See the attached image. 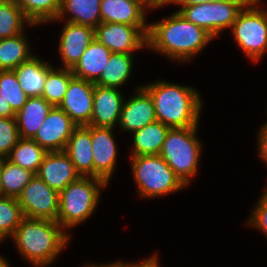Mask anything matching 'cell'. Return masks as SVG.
Masks as SVG:
<instances>
[{"label":"cell","instance_id":"obj_1","mask_svg":"<svg viewBox=\"0 0 267 267\" xmlns=\"http://www.w3.org/2000/svg\"><path fill=\"white\" fill-rule=\"evenodd\" d=\"M214 39L203 28L187 21L177 11L148 24L147 47L172 60L188 61Z\"/></svg>","mask_w":267,"mask_h":267},{"label":"cell","instance_id":"obj_2","mask_svg":"<svg viewBox=\"0 0 267 267\" xmlns=\"http://www.w3.org/2000/svg\"><path fill=\"white\" fill-rule=\"evenodd\" d=\"M142 87L152 98L157 121L170 128L198 126L202 101L195 89L166 81Z\"/></svg>","mask_w":267,"mask_h":267},{"label":"cell","instance_id":"obj_3","mask_svg":"<svg viewBox=\"0 0 267 267\" xmlns=\"http://www.w3.org/2000/svg\"><path fill=\"white\" fill-rule=\"evenodd\" d=\"M12 238L26 260L44 267L66 247L70 235L56 221L24 217Z\"/></svg>","mask_w":267,"mask_h":267},{"label":"cell","instance_id":"obj_4","mask_svg":"<svg viewBox=\"0 0 267 267\" xmlns=\"http://www.w3.org/2000/svg\"><path fill=\"white\" fill-rule=\"evenodd\" d=\"M107 183L94 177H80L59 193L57 223L70 229L88 219L98 206L101 188Z\"/></svg>","mask_w":267,"mask_h":267},{"label":"cell","instance_id":"obj_5","mask_svg":"<svg viewBox=\"0 0 267 267\" xmlns=\"http://www.w3.org/2000/svg\"><path fill=\"white\" fill-rule=\"evenodd\" d=\"M197 129V126L170 128L159 154L185 186L196 174L201 156Z\"/></svg>","mask_w":267,"mask_h":267},{"label":"cell","instance_id":"obj_6","mask_svg":"<svg viewBox=\"0 0 267 267\" xmlns=\"http://www.w3.org/2000/svg\"><path fill=\"white\" fill-rule=\"evenodd\" d=\"M131 160L141 197H160L186 187L160 155L131 156Z\"/></svg>","mask_w":267,"mask_h":267},{"label":"cell","instance_id":"obj_7","mask_svg":"<svg viewBox=\"0 0 267 267\" xmlns=\"http://www.w3.org/2000/svg\"><path fill=\"white\" fill-rule=\"evenodd\" d=\"M264 10L243 8L231 27L234 40L254 62L267 50V10Z\"/></svg>","mask_w":267,"mask_h":267},{"label":"cell","instance_id":"obj_8","mask_svg":"<svg viewBox=\"0 0 267 267\" xmlns=\"http://www.w3.org/2000/svg\"><path fill=\"white\" fill-rule=\"evenodd\" d=\"M243 9L239 0H226L182 6L177 12L187 21L203 28L213 38L231 28Z\"/></svg>","mask_w":267,"mask_h":267},{"label":"cell","instance_id":"obj_9","mask_svg":"<svg viewBox=\"0 0 267 267\" xmlns=\"http://www.w3.org/2000/svg\"><path fill=\"white\" fill-rule=\"evenodd\" d=\"M24 217L57 222L59 192L35 175L17 198Z\"/></svg>","mask_w":267,"mask_h":267},{"label":"cell","instance_id":"obj_10","mask_svg":"<svg viewBox=\"0 0 267 267\" xmlns=\"http://www.w3.org/2000/svg\"><path fill=\"white\" fill-rule=\"evenodd\" d=\"M148 26H129L119 23H101L95 28V39L112 53L132 54L146 48Z\"/></svg>","mask_w":267,"mask_h":267},{"label":"cell","instance_id":"obj_11","mask_svg":"<svg viewBox=\"0 0 267 267\" xmlns=\"http://www.w3.org/2000/svg\"><path fill=\"white\" fill-rule=\"evenodd\" d=\"M77 127L59 106H53L33 140L47 152L63 151Z\"/></svg>","mask_w":267,"mask_h":267},{"label":"cell","instance_id":"obj_12","mask_svg":"<svg viewBox=\"0 0 267 267\" xmlns=\"http://www.w3.org/2000/svg\"><path fill=\"white\" fill-rule=\"evenodd\" d=\"M95 84L74 77L68 85L64 99L59 107L78 126L90 124L93 112V96Z\"/></svg>","mask_w":267,"mask_h":267},{"label":"cell","instance_id":"obj_13","mask_svg":"<svg viewBox=\"0 0 267 267\" xmlns=\"http://www.w3.org/2000/svg\"><path fill=\"white\" fill-rule=\"evenodd\" d=\"M113 129L91 126L93 177L103 179L107 184L114 173L117 158Z\"/></svg>","mask_w":267,"mask_h":267},{"label":"cell","instance_id":"obj_14","mask_svg":"<svg viewBox=\"0 0 267 267\" xmlns=\"http://www.w3.org/2000/svg\"><path fill=\"white\" fill-rule=\"evenodd\" d=\"M136 90L137 94L126 102L124 100L118 123L121 130L132 133L157 121L154 104L149 93L142 86L137 87Z\"/></svg>","mask_w":267,"mask_h":267},{"label":"cell","instance_id":"obj_15","mask_svg":"<svg viewBox=\"0 0 267 267\" xmlns=\"http://www.w3.org/2000/svg\"><path fill=\"white\" fill-rule=\"evenodd\" d=\"M36 175L59 193L81 177L64 151L48 152Z\"/></svg>","mask_w":267,"mask_h":267},{"label":"cell","instance_id":"obj_16","mask_svg":"<svg viewBox=\"0 0 267 267\" xmlns=\"http://www.w3.org/2000/svg\"><path fill=\"white\" fill-rule=\"evenodd\" d=\"M94 39V28L66 21L59 41L63 68L72 69Z\"/></svg>","mask_w":267,"mask_h":267},{"label":"cell","instance_id":"obj_17","mask_svg":"<svg viewBox=\"0 0 267 267\" xmlns=\"http://www.w3.org/2000/svg\"><path fill=\"white\" fill-rule=\"evenodd\" d=\"M124 97L117 88L94 86L93 112L90 124L94 127H113L119 123Z\"/></svg>","mask_w":267,"mask_h":267},{"label":"cell","instance_id":"obj_18","mask_svg":"<svg viewBox=\"0 0 267 267\" xmlns=\"http://www.w3.org/2000/svg\"><path fill=\"white\" fill-rule=\"evenodd\" d=\"M91 125L78 126L69 138L64 153L81 177H93Z\"/></svg>","mask_w":267,"mask_h":267},{"label":"cell","instance_id":"obj_19","mask_svg":"<svg viewBox=\"0 0 267 267\" xmlns=\"http://www.w3.org/2000/svg\"><path fill=\"white\" fill-rule=\"evenodd\" d=\"M100 11L101 23L148 26L145 9L139 3L130 0H101Z\"/></svg>","mask_w":267,"mask_h":267},{"label":"cell","instance_id":"obj_20","mask_svg":"<svg viewBox=\"0 0 267 267\" xmlns=\"http://www.w3.org/2000/svg\"><path fill=\"white\" fill-rule=\"evenodd\" d=\"M111 51L94 39L71 69L74 77L95 83L106 66Z\"/></svg>","mask_w":267,"mask_h":267},{"label":"cell","instance_id":"obj_21","mask_svg":"<svg viewBox=\"0 0 267 267\" xmlns=\"http://www.w3.org/2000/svg\"><path fill=\"white\" fill-rule=\"evenodd\" d=\"M52 107L42 96L29 97L15 113L20 138L33 139Z\"/></svg>","mask_w":267,"mask_h":267},{"label":"cell","instance_id":"obj_22","mask_svg":"<svg viewBox=\"0 0 267 267\" xmlns=\"http://www.w3.org/2000/svg\"><path fill=\"white\" fill-rule=\"evenodd\" d=\"M53 69L36 56L22 62L13 69L21 88L28 97H40L44 89L48 73Z\"/></svg>","mask_w":267,"mask_h":267},{"label":"cell","instance_id":"obj_23","mask_svg":"<svg viewBox=\"0 0 267 267\" xmlns=\"http://www.w3.org/2000/svg\"><path fill=\"white\" fill-rule=\"evenodd\" d=\"M101 0H61L60 12L56 20L71 14L67 22L96 28L101 24Z\"/></svg>","mask_w":267,"mask_h":267},{"label":"cell","instance_id":"obj_24","mask_svg":"<svg viewBox=\"0 0 267 267\" xmlns=\"http://www.w3.org/2000/svg\"><path fill=\"white\" fill-rule=\"evenodd\" d=\"M170 127L155 121L133 132L132 156L159 155Z\"/></svg>","mask_w":267,"mask_h":267},{"label":"cell","instance_id":"obj_25","mask_svg":"<svg viewBox=\"0 0 267 267\" xmlns=\"http://www.w3.org/2000/svg\"><path fill=\"white\" fill-rule=\"evenodd\" d=\"M34 176L30 170L3 158L0 166V195L18 198Z\"/></svg>","mask_w":267,"mask_h":267},{"label":"cell","instance_id":"obj_26","mask_svg":"<svg viewBox=\"0 0 267 267\" xmlns=\"http://www.w3.org/2000/svg\"><path fill=\"white\" fill-rule=\"evenodd\" d=\"M132 67V54L111 53L100 78L94 84L101 87H121L131 76Z\"/></svg>","mask_w":267,"mask_h":267},{"label":"cell","instance_id":"obj_27","mask_svg":"<svg viewBox=\"0 0 267 267\" xmlns=\"http://www.w3.org/2000/svg\"><path fill=\"white\" fill-rule=\"evenodd\" d=\"M32 56L24 32L0 39V70H13Z\"/></svg>","mask_w":267,"mask_h":267},{"label":"cell","instance_id":"obj_28","mask_svg":"<svg viewBox=\"0 0 267 267\" xmlns=\"http://www.w3.org/2000/svg\"><path fill=\"white\" fill-rule=\"evenodd\" d=\"M47 153L33 139L20 138L7 159L36 175Z\"/></svg>","mask_w":267,"mask_h":267},{"label":"cell","instance_id":"obj_29","mask_svg":"<svg viewBox=\"0 0 267 267\" xmlns=\"http://www.w3.org/2000/svg\"><path fill=\"white\" fill-rule=\"evenodd\" d=\"M24 23L34 25L14 0H0V39L23 33Z\"/></svg>","mask_w":267,"mask_h":267},{"label":"cell","instance_id":"obj_30","mask_svg":"<svg viewBox=\"0 0 267 267\" xmlns=\"http://www.w3.org/2000/svg\"><path fill=\"white\" fill-rule=\"evenodd\" d=\"M31 24L37 25L56 20L61 0H14Z\"/></svg>","mask_w":267,"mask_h":267},{"label":"cell","instance_id":"obj_31","mask_svg":"<svg viewBox=\"0 0 267 267\" xmlns=\"http://www.w3.org/2000/svg\"><path fill=\"white\" fill-rule=\"evenodd\" d=\"M74 78L70 68L52 69L46 78L42 97L52 106H59L64 99L69 82Z\"/></svg>","mask_w":267,"mask_h":267},{"label":"cell","instance_id":"obj_32","mask_svg":"<svg viewBox=\"0 0 267 267\" xmlns=\"http://www.w3.org/2000/svg\"><path fill=\"white\" fill-rule=\"evenodd\" d=\"M23 218L17 198L0 195V242L12 237Z\"/></svg>","mask_w":267,"mask_h":267},{"label":"cell","instance_id":"obj_33","mask_svg":"<svg viewBox=\"0 0 267 267\" xmlns=\"http://www.w3.org/2000/svg\"><path fill=\"white\" fill-rule=\"evenodd\" d=\"M0 90L15 113L29 98L21 88L13 70H0Z\"/></svg>","mask_w":267,"mask_h":267},{"label":"cell","instance_id":"obj_34","mask_svg":"<svg viewBox=\"0 0 267 267\" xmlns=\"http://www.w3.org/2000/svg\"><path fill=\"white\" fill-rule=\"evenodd\" d=\"M19 139L15 117H0V157L7 158Z\"/></svg>","mask_w":267,"mask_h":267},{"label":"cell","instance_id":"obj_35","mask_svg":"<svg viewBox=\"0 0 267 267\" xmlns=\"http://www.w3.org/2000/svg\"><path fill=\"white\" fill-rule=\"evenodd\" d=\"M265 189L247 224L258 228L267 236V187Z\"/></svg>","mask_w":267,"mask_h":267},{"label":"cell","instance_id":"obj_36","mask_svg":"<svg viewBox=\"0 0 267 267\" xmlns=\"http://www.w3.org/2000/svg\"><path fill=\"white\" fill-rule=\"evenodd\" d=\"M258 134V154L264 162L267 164V123L260 128Z\"/></svg>","mask_w":267,"mask_h":267},{"label":"cell","instance_id":"obj_37","mask_svg":"<svg viewBox=\"0 0 267 267\" xmlns=\"http://www.w3.org/2000/svg\"><path fill=\"white\" fill-rule=\"evenodd\" d=\"M0 117H15V112L10 107L2 91L0 90Z\"/></svg>","mask_w":267,"mask_h":267},{"label":"cell","instance_id":"obj_38","mask_svg":"<svg viewBox=\"0 0 267 267\" xmlns=\"http://www.w3.org/2000/svg\"><path fill=\"white\" fill-rule=\"evenodd\" d=\"M226 0H175V4L181 5V6H190L195 4H205L210 2H221Z\"/></svg>","mask_w":267,"mask_h":267},{"label":"cell","instance_id":"obj_39","mask_svg":"<svg viewBox=\"0 0 267 267\" xmlns=\"http://www.w3.org/2000/svg\"><path fill=\"white\" fill-rule=\"evenodd\" d=\"M119 267H152V256L149 257L148 259L146 258L144 261H142L141 263H132L130 264V262L126 263V262H119Z\"/></svg>","mask_w":267,"mask_h":267},{"label":"cell","instance_id":"obj_40","mask_svg":"<svg viewBox=\"0 0 267 267\" xmlns=\"http://www.w3.org/2000/svg\"><path fill=\"white\" fill-rule=\"evenodd\" d=\"M243 8H259L261 0H239Z\"/></svg>","mask_w":267,"mask_h":267},{"label":"cell","instance_id":"obj_41","mask_svg":"<svg viewBox=\"0 0 267 267\" xmlns=\"http://www.w3.org/2000/svg\"><path fill=\"white\" fill-rule=\"evenodd\" d=\"M130 1L139 3L145 10H148V8L150 10L153 9V8L154 9L157 8L150 0H130Z\"/></svg>","mask_w":267,"mask_h":267},{"label":"cell","instance_id":"obj_42","mask_svg":"<svg viewBox=\"0 0 267 267\" xmlns=\"http://www.w3.org/2000/svg\"><path fill=\"white\" fill-rule=\"evenodd\" d=\"M157 8L164 6L166 4H171L174 3L175 0H150Z\"/></svg>","mask_w":267,"mask_h":267},{"label":"cell","instance_id":"obj_43","mask_svg":"<svg viewBox=\"0 0 267 267\" xmlns=\"http://www.w3.org/2000/svg\"><path fill=\"white\" fill-rule=\"evenodd\" d=\"M86 267H119V261L118 262H113V263H109V264H105V265H86Z\"/></svg>","mask_w":267,"mask_h":267},{"label":"cell","instance_id":"obj_44","mask_svg":"<svg viewBox=\"0 0 267 267\" xmlns=\"http://www.w3.org/2000/svg\"><path fill=\"white\" fill-rule=\"evenodd\" d=\"M0 267H9L7 260L3 256H0Z\"/></svg>","mask_w":267,"mask_h":267},{"label":"cell","instance_id":"obj_45","mask_svg":"<svg viewBox=\"0 0 267 267\" xmlns=\"http://www.w3.org/2000/svg\"><path fill=\"white\" fill-rule=\"evenodd\" d=\"M158 259H157V256L156 254H154V256H152V267H159V263H158Z\"/></svg>","mask_w":267,"mask_h":267}]
</instances>
